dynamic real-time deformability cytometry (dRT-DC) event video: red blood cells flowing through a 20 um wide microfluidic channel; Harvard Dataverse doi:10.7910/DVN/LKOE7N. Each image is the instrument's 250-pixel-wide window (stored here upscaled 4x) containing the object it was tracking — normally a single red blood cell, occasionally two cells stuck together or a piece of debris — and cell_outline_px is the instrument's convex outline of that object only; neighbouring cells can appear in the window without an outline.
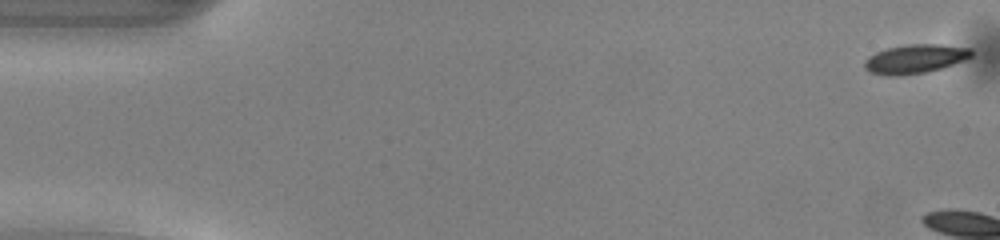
{"species": "common noctule bat (a hibernating species)", "species_latin": "Nyctalus noctula", "temperature_condition": "warm", "stored_images_in_passage": 5, "camera_frame_rate_fps": 3000, "um_per_image_px": 0.085, "animal": {"sex": "male", "body_mass_g": 13.0, "forearm_length_mm": 53.1}, "frame": {"image": 1, "passage_image": 1, "time_ms": 0.0, "image_size_px": [1000, 240], "cell_outline_px": [[972, 56], [964, 60], [940, 68], [924, 72], [900, 76], [888, 76], [872, 72], [864, 68], [864, 60], [868, 56], [876, 52], [888, 48], [908, 44], [940, 44], [972, 48]], "centroid_in_image_um": [77.77, 5.0], "position_along_channel_um": 7.2, "area_um2": 17.98}}